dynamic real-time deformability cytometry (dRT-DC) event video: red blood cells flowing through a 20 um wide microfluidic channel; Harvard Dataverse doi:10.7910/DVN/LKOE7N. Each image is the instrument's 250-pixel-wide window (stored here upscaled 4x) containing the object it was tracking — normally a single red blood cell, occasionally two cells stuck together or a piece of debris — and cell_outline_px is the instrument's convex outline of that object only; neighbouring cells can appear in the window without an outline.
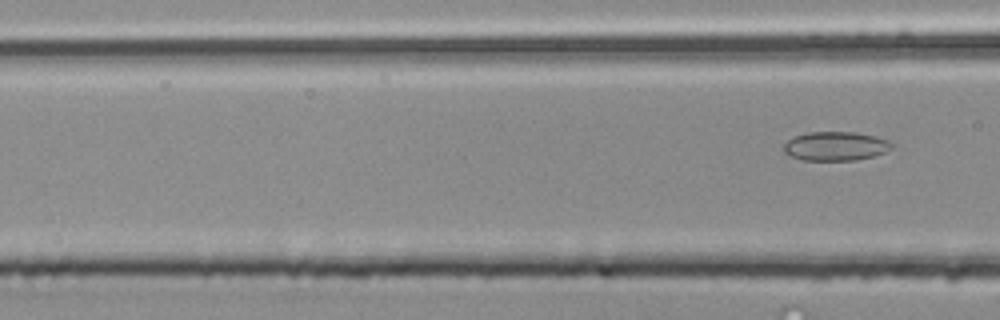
{"species": "common noctule bat (a hibernating species)", "species_latin": "Nyctalus noctula", "temperature_condition": "room temperature", "stored_images_in_passage": 5, "camera_frame_rate_fps": 3000, "um_per_image_px": 0.085, "animal": {"sex": "male", "body_mass_g": 20.4}, "frame": {"image": 1, "passage_image": 5, "time_ms": 1.333, "image_size_px": [1000, 320], "cell_outline_px": [[892, 148], [884, 152], [872, 156], [856, 160], [800, 160], [784, 152], [784, 144], [788, 140], [796, 136], [808, 132], [856, 132], [888, 140], [892, 144]], "centroid_in_image_um": [71.0, 12.42], "position_along_channel_um": 95.6, "area_um2": 18.03}}